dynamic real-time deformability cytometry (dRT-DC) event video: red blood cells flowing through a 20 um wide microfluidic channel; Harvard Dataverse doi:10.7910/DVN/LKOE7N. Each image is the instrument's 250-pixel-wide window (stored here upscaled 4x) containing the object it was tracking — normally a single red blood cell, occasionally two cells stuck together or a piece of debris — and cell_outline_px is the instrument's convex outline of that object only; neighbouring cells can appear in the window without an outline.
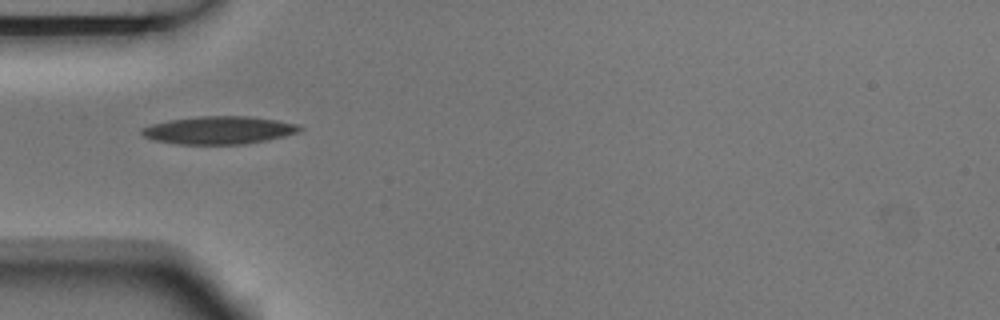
{"species": "Egyptian fruit bat (a non-hibernating species)", "species_latin": "Rousettus aegyptiacus", "temperature_condition": "room temperature", "stored_images_in_passage": 6, "camera_frame_rate_fps": 3000, "um_per_image_px": 0.085, "animal": {"sex": "male"}, "frame": {"image": 1, "passage_image": 1, "time_ms": 0.0, "image_size_px": [1000, 320], "cell_outline_px": [[304, 128], [300, 132], [284, 136], [264, 140], [240, 144], [180, 144], [156, 140], [144, 136], [140, 132], [140, 128], [152, 124], [168, 120], [196, 116], [248, 116], [276, 120], [300, 124]], "centroid_in_image_um": [18.62, 11.05], "position_along_channel_um": 66.4, "area_um2": 25.55}}
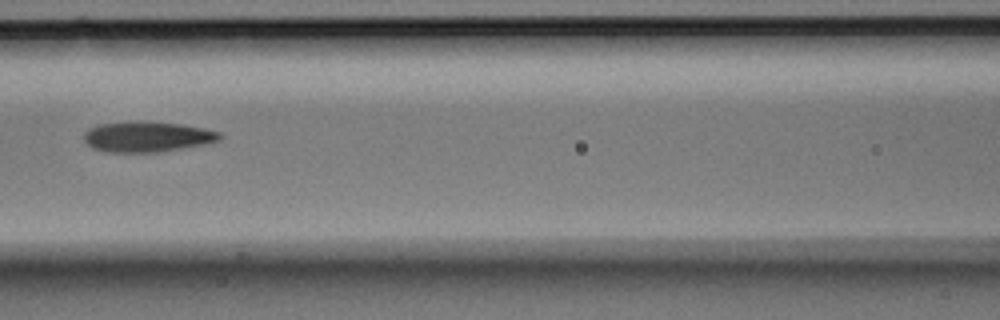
{"frame": {"image": 2, "passage_image": 3, "time_ms": 0.667, "image_size_px": [1000, 320], "cell_outline_px": [[224, 136], [220, 140], [204, 144], [156, 152], [108, 152], [92, 148], [84, 140], [84, 132], [88, 128], [100, 124], [180, 124], [204, 128], [220, 132]], "centroid_in_image_um": [12.53, 11.66], "position_along_channel_um": 154.1, "area_um2": 23.0}}
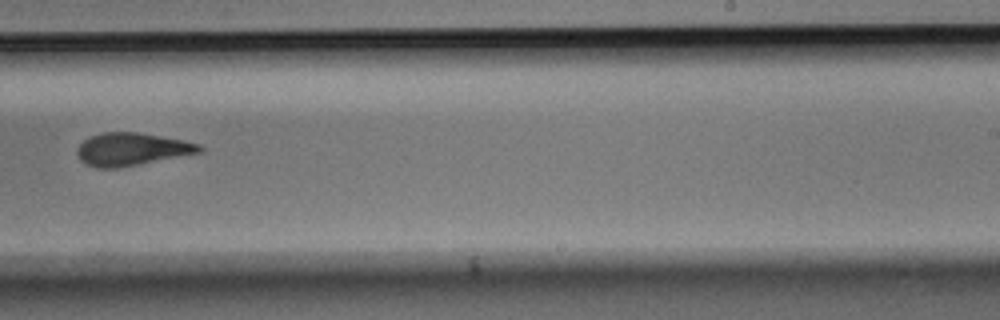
{"frame": {"image": 3, "passage_image": 6, "time_ms": 1.667, "image_size_px": [1000, 320], "cell_outline_px": [[204, 148], [200, 152], [120, 168], [96, 168], [84, 164], [80, 160], [76, 152], [76, 148], [88, 136], [100, 132], [136, 132], [180, 140], [200, 144]], "centroid_in_image_um": [11.11, 12.69], "position_along_channel_um": 277.9, "area_um2": 23.29}}